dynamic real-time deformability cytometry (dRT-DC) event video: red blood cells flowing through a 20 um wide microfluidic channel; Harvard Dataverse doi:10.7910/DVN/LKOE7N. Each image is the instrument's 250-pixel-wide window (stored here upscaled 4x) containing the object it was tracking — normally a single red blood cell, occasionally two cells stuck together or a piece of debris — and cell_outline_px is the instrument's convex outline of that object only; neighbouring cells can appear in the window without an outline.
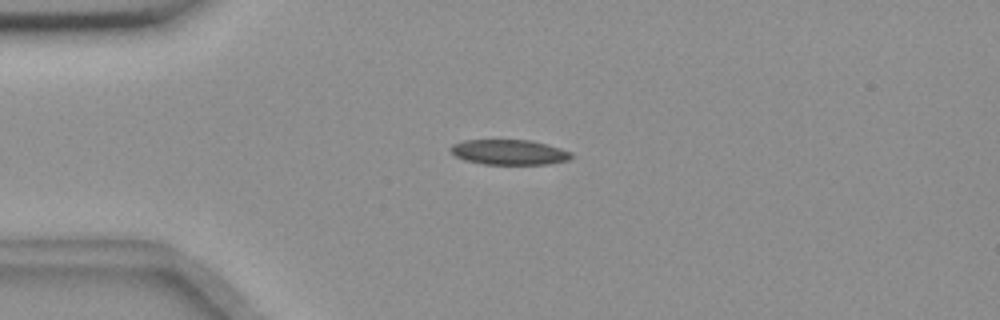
{"species": "common noctule bat (a hibernating species)", "species_latin": "Nyctalus noctula", "temperature_condition": "room temperature", "stored_images_in_passage": 2, "camera_frame_rate_fps": 3000, "um_per_image_px": 0.085, "animal": {"sex": "female", "body_mass_g": 18.4}, "frame": {"image": 1, "passage_image": 1, "time_ms": 0.0, "image_size_px": [1000, 320], "cell_outline_px": [[572, 156], [568, 160], [548, 164], [484, 164], [464, 160], [456, 156], [448, 148], [452, 144], [464, 140], [532, 140], [548, 144], [572, 152]], "centroid_in_image_um": [43.27, 12.93], "position_along_channel_um": 41.7, "area_um2": 17.74}}